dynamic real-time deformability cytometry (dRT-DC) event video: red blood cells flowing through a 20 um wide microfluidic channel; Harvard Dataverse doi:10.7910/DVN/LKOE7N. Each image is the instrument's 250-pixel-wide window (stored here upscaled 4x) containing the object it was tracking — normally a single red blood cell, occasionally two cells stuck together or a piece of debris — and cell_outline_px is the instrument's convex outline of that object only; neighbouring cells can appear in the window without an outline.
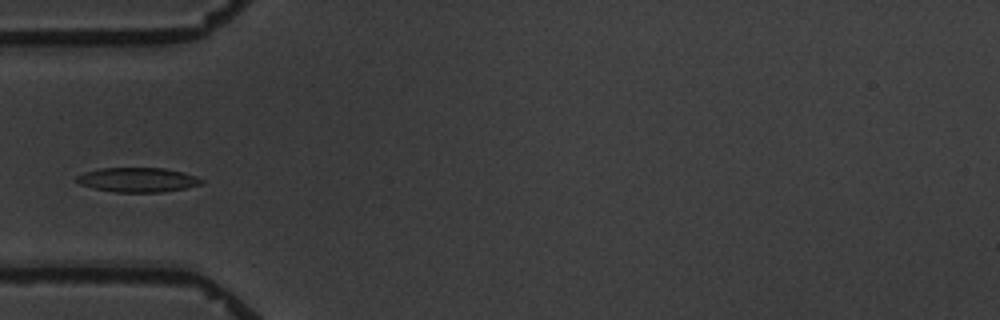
{"species": "common noctule bat (a hibernating species)", "species_latin": "Nyctalus noctula", "temperature_condition": "warm", "stored_images_in_passage": 9, "camera_frame_rate_fps": 3000, "um_per_image_px": 0.085, "animal": {"sex": "male", "body_mass_g": 19.5, "forearm_length_mm": 54.6}, "frame": {"image": 1, "passage_image": 4, "time_ms": 4.0, "image_size_px": [1000, 320], "cell_outline_px": [[204, 180], [200, 184], [184, 188], [160, 192], [112, 192], [80, 184], [76, 180], [76, 176], [84, 172], [100, 168], [164, 168], [184, 172], [196, 176]], "centroid_in_image_um": [11.69, 15.27], "position_along_channel_um": 73.3, "area_um2": 17.69}}
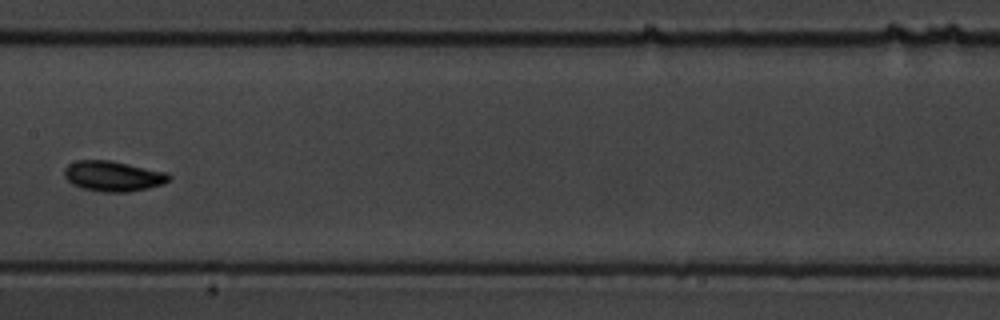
{"frame": {"image": 2, "passage_image": 7, "time_ms": 7.667, "image_size_px": [1000, 320], "cell_outline_px": [[172, 176], [164, 184], [148, 188], [128, 192], [104, 192], [80, 188], [72, 184], [64, 176], [64, 168], [68, 164], [76, 160], [112, 160], [168, 172]], "centroid_in_image_um": [9.62, 14.96], "position_along_channel_um": 197.8, "area_um2": 18.79}}
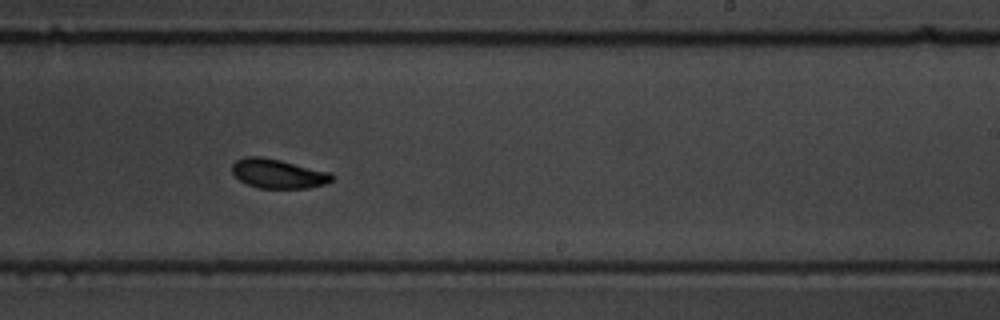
{"frame": {"image": 3, "passage_image": 9, "time_ms": 9.667, "image_size_px": [1000, 320], "cell_outline_px": [[332, 180], [324, 184], [308, 188], [260, 188], [248, 184], [240, 180], [232, 172], [232, 164], [236, 160], [244, 156], [260, 156], [280, 160], [332, 172]], "centroid_in_image_um": [23.63, 14.75], "position_along_channel_um": 265.4, "area_um2": 16.99}}